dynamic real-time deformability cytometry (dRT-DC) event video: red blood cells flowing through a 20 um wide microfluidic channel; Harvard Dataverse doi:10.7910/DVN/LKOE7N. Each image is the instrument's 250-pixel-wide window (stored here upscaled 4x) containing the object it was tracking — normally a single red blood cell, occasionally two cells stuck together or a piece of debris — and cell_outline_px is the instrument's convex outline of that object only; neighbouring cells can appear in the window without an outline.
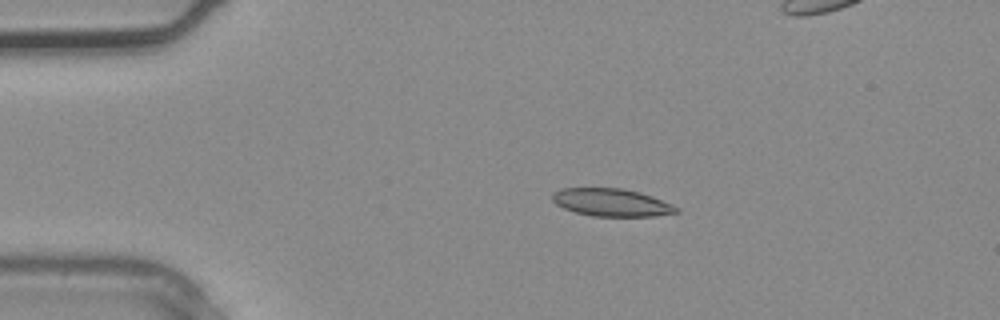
{"species": "common noctule bat (a hibernating species)", "species_latin": "Nyctalus noctula", "temperature_condition": "warm", "stored_images_in_passage": 4, "camera_frame_rate_fps": 3000, "um_per_image_px": 0.085, "animal": {"sex": "male", "body_mass_g": 20.4}, "frame": {"image": 1, "passage_image": 2, "time_ms": 0.333, "image_size_px": [1000, 320], "cell_outline_px": [[680, 212], [652, 216], [592, 216], [576, 212], [564, 208], [556, 204], [552, 200], [552, 192], [560, 188], [620, 188], [652, 196], [672, 204], [680, 208]], "centroid_in_image_um": [51.96, 17.21], "position_along_channel_um": 33.0, "area_um2": 19.94}}